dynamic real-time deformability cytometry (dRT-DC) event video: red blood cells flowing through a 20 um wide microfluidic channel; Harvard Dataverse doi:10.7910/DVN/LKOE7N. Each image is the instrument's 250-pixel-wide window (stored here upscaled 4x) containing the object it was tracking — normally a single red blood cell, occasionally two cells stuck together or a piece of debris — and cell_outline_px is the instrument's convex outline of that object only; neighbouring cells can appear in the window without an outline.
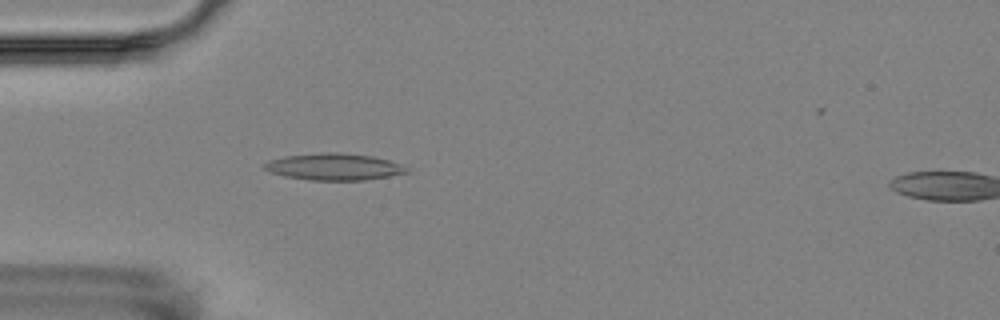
{"species": "Egyptian fruit bat (a non-hibernating species)", "species_latin": "Rousettus aegyptiacus", "temperature_condition": "room temperature", "stored_images_in_passage": 6, "camera_frame_rate_fps": 3000, "um_per_image_px": 0.085, "animal": {"sex": "female"}, "frame": {"image": 1, "passage_image": 5, "time_ms": 4.667, "image_size_px": [1000, 320], "cell_outline_px": [[408, 172], [388, 176], [364, 180], [308, 180], [284, 176], [268, 172], [264, 168], [264, 164], [268, 160], [284, 156], [320, 152], [340, 152], [372, 156], [404, 164], [408, 168]], "centroid_in_image_um": [28.37, 14.17], "position_along_channel_um": 56.6, "area_um2": 22.37}}